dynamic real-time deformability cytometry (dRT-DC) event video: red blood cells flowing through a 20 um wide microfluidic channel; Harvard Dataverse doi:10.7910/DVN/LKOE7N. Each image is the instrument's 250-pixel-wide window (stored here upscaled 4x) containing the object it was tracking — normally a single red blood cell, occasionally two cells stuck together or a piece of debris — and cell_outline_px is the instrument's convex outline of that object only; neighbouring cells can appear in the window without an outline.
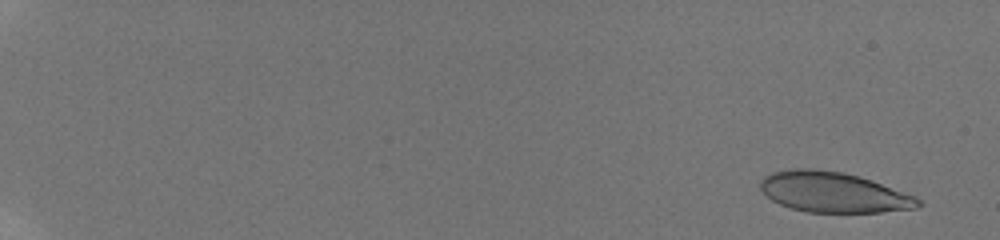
{"species": "human", "species_latin": "Homo sapiens", "temperature_condition": "room temperature", "stored_images_in_passage": 58, "camera_frame_rate_fps": 3000, "um_per_image_px": 0.085, "donor": {"sex": "male"}, "frame": {"image": 1, "passage_image": 4, "time_ms": 1.0, "image_size_px": [1000, 240], "cell_outline_px": [[924, 204], [916, 208], [880, 212], [808, 212], [792, 208], [780, 204], [772, 200], [760, 188], [760, 184], [764, 176], [772, 172], [788, 168], [812, 168], [844, 172], [860, 176], [916, 196]], "centroid_in_image_um": [70.85, 16.33], "position_along_channel_um": 14.1, "area_um2": 37.17}}
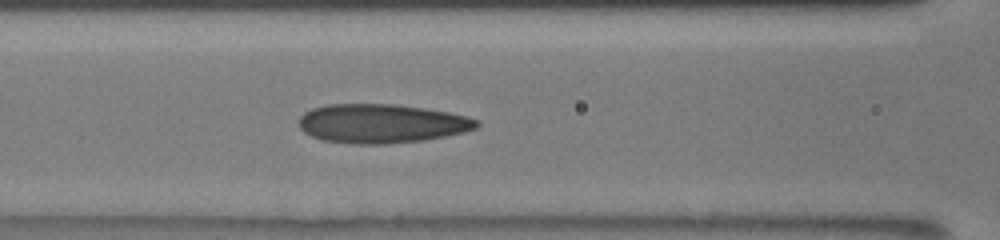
{"frame": {"image": 2, "passage_image": 30, "time_ms": 9.667, "image_size_px": [1000, 240], "cell_outline_px": [[480, 124], [476, 128], [464, 132], [424, 140], [388, 144], [352, 144], [320, 140], [304, 132], [300, 128], [300, 116], [304, 112], [312, 108], [328, 104], [392, 104], [424, 108], [448, 112], [468, 116], [476, 120]], "centroid_in_image_um": [32.41, 10.5], "position_along_channel_um": 134.2, "area_um2": 40.52}}
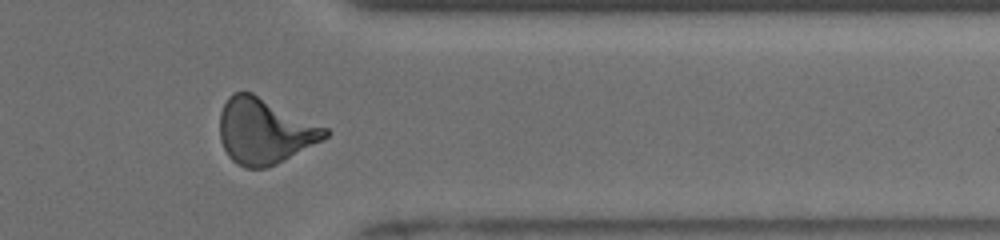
{"frame": {"image": 3, "passage_image": 50, "time_ms": 16.333, "image_size_px": [1000, 240], "cell_outline_px": [[332, 132], [328, 136], [284, 160], [268, 168], [244, 168], [236, 164], [228, 156], [220, 140], [220, 112], [228, 96], [232, 92], [252, 92], [328, 128]], "centroid_in_image_um": [22.47, 11.14], "position_along_channel_um": 388.9, "area_um2": 40.23}, "authors_computed_cell_mechanics": {"area_um2": 38.2925, "velocity_mm_per_s": 3.8647, "shape_relaxation_time_tau1_ms": 6.6781, "shape_relaxation_time_tau2_ms": 1.449, "deformation_change_tau1": 0.2064, "deformation_change_tau2": 0.096}}